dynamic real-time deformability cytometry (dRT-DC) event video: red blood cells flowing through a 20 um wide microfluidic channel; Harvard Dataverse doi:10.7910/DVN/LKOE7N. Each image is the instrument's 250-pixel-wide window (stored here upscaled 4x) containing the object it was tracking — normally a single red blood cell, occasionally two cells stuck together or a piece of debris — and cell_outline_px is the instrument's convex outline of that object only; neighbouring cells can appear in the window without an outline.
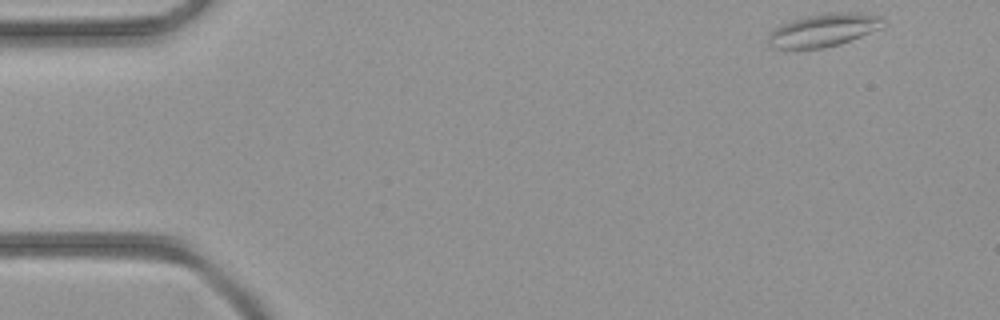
{"species": "common noctule bat (a hibernating species)", "species_latin": "Nyctalus noctula", "temperature_condition": "room temperature", "stored_images_in_passage": 41, "camera_frame_rate_fps": 3000, "um_per_image_px": 0.085, "animal": {"sex": "female", "body_mass_g": 21.9}, "frame": {"image": 1, "passage_image": 1, "time_ms": 0.0, "image_size_px": [1000, 320], "cell_outline_px": [[880, 28], [840, 44], [820, 48], [772, 48], [768, 44], [768, 32], [784, 24], [796, 20], [828, 12], [844, 12], [880, 16]], "centroid_in_image_um": [69.93, 2.58], "position_along_channel_um": 15.1, "area_um2": 21.15}}
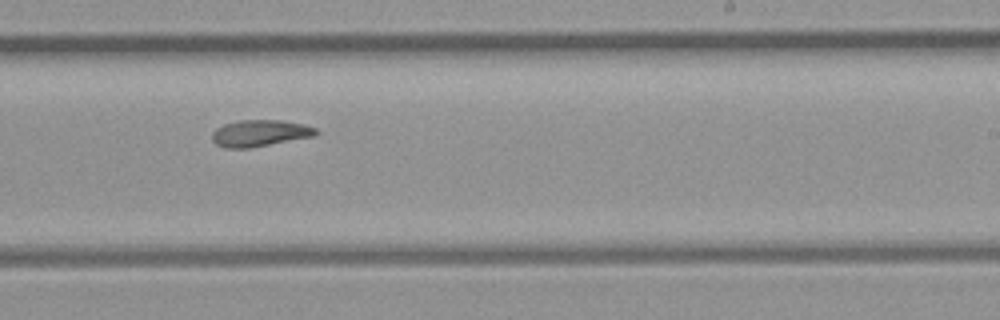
{"frame": {"image": 2, "passage_image": 24, "time_ms": 7.667, "image_size_px": [1000, 320], "cell_outline_px": [[320, 132], [316, 136], [248, 148], [224, 148], [216, 144], [212, 140], [212, 132], [216, 128], [224, 124], [240, 120], [284, 120], [304, 124], [316, 128]], "centroid_in_image_um": [22.11, 11.31], "position_along_channel_um": 266.9, "area_um2": 16.24}}
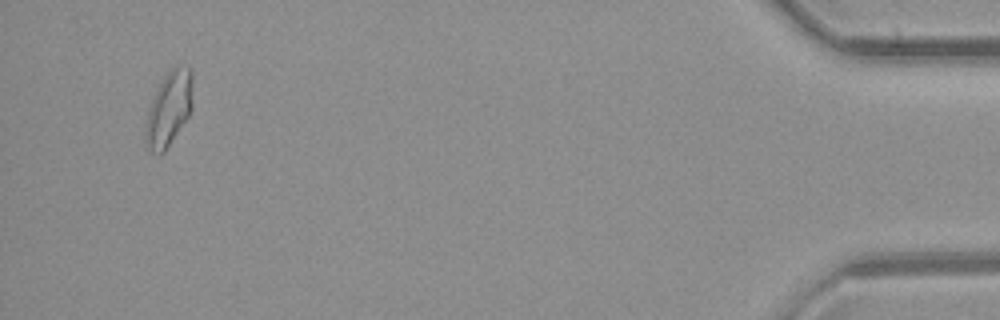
{"frame": {"image": 3, "passage_image": 39, "time_ms": 12.667, "image_size_px": [1000, 320], "cell_outline_px": [[192, 108], [188, 116], [164, 152], [152, 152], [148, 148], [148, 112], [152, 100], [164, 76], [176, 64], [188, 68], [192, 72]], "centroid_in_image_um": [14.42, 9.17], "position_along_channel_um": 420.8, "area_um2": 19.48}}